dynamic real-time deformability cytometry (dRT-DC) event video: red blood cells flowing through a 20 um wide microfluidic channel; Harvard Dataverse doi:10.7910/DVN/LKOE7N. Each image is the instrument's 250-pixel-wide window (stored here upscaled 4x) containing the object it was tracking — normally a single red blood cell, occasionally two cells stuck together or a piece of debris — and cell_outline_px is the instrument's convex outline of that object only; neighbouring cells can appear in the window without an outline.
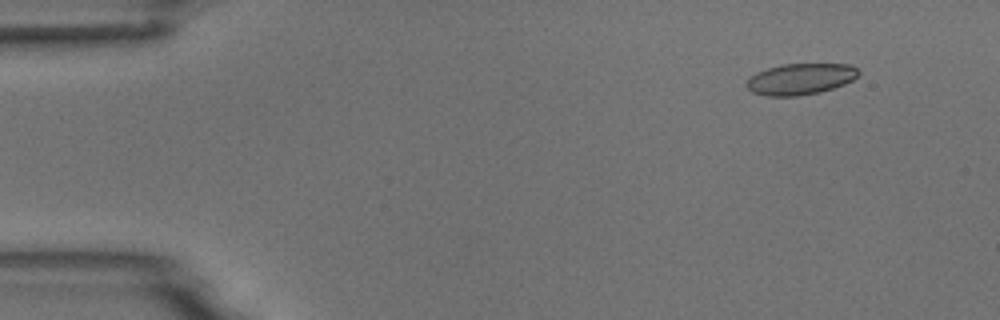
{"species": "common noctule bat (a hibernating species)", "species_latin": "Nyctalus noctula", "temperature_condition": "room temperature", "stored_images_in_passage": 5, "camera_frame_rate_fps": 3000, "um_per_image_px": 0.085, "animal": {"sex": "male", "body_mass_g": 18.8}, "frame": {"image": 1, "passage_image": 2, "time_ms": 1.0, "image_size_px": [1000, 320], "cell_outline_px": [[860, 72], [852, 80], [844, 84], [820, 92], [796, 96], [768, 96], [752, 92], [744, 84], [756, 72], [768, 68], [784, 64], [852, 64], [860, 68]], "centroid_in_image_um": [68.06, 6.71], "position_along_channel_um": 16.9, "area_um2": 20.35}}
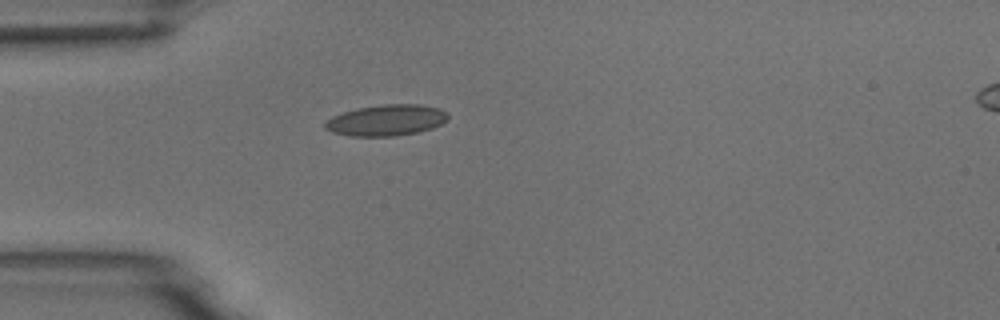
{"frame": {"image": 2, "passage_image": 5, "time_ms": 4.333, "image_size_px": [1000, 320], "cell_outline_px": [[448, 120], [432, 128], [420, 132], [396, 136], [348, 136], [332, 132], [324, 128], [324, 124], [332, 116], [356, 108], [380, 104], [420, 104], [440, 108], [448, 112]], "centroid_in_image_um": [32.86, 10.22], "position_along_channel_um": 52.1, "area_um2": 22.54}}